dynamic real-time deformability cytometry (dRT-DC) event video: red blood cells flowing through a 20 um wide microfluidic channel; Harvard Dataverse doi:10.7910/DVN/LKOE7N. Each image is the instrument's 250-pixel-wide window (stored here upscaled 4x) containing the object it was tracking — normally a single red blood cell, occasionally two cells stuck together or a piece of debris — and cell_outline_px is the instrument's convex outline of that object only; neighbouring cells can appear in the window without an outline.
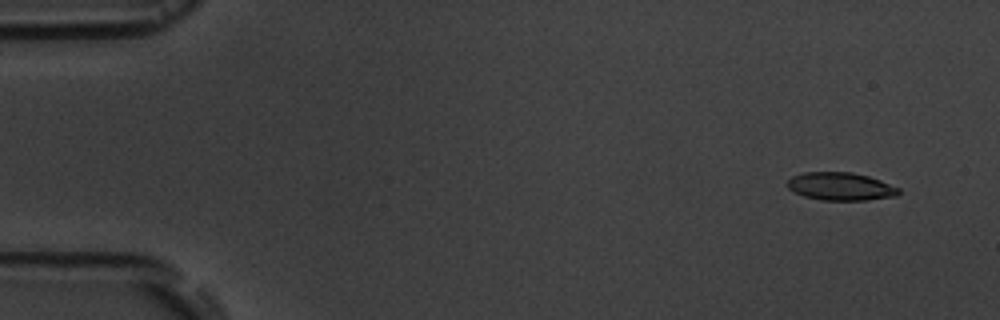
{"species": "common noctule bat (a hibernating species)", "species_latin": "Nyctalus noctula", "temperature_condition": "room temperature", "stored_images_in_passage": 5, "camera_frame_rate_fps": 3000, "um_per_image_px": 0.085, "animal": {"sex": "male", "body_mass_g": 19.5, "forearm_length_mm": 54.6}, "frame": {"image": 1, "passage_image": 1, "time_ms": 0.0, "image_size_px": [1000, 320], "cell_outline_px": [[900, 192], [896, 196], [868, 200], [820, 200], [804, 196], [788, 188], [784, 184], [792, 176], [804, 172], [852, 172], [868, 176], [880, 180], [900, 188]], "centroid_in_image_um": [71.44, 15.84], "position_along_channel_um": 13.6, "area_um2": 18.21}}
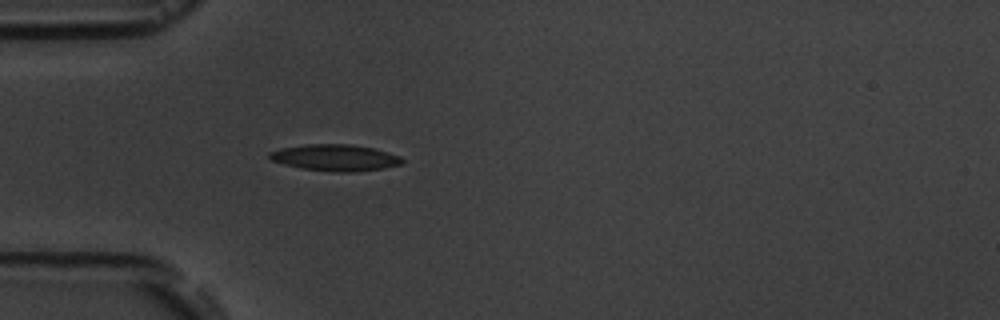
{"frame": {"image": 2, "passage_image": 5, "time_ms": 4.333, "image_size_px": [1000, 320], "cell_outline_px": [[404, 164], [384, 168], [352, 172], [336, 172], [300, 168], [284, 164], [272, 160], [268, 156], [268, 152], [280, 148], [304, 144], [352, 144], [372, 148], [388, 152], [400, 156], [404, 160]], "centroid_in_image_um": [28.5, 13.4], "position_along_channel_um": 56.5, "area_um2": 20.58}}